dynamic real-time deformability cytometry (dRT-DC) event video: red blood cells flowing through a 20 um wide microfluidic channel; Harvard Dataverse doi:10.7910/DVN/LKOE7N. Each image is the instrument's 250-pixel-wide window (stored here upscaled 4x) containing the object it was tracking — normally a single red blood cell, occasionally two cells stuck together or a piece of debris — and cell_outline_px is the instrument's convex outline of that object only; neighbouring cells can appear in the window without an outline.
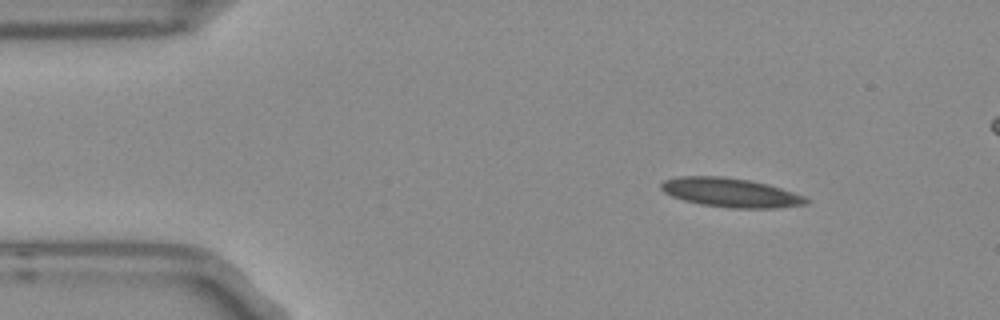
{"species": "Egyptian fruit bat (a non-hibernating species)", "species_latin": "Rousettus aegyptiacus", "temperature_condition": "room temperature", "stored_images_in_passage": 4, "segment_of_instrument_passage": [1, 2], "camera_frame_rate_fps": 3000, "um_per_image_px": 0.085, "frame": {"image": 1, "passage_image": 1, "time_ms": 0.0, "image_size_px": [1000, 320], "cell_outline_px": [[812, 200], [808, 204], [776, 208], [732, 208], [700, 204], [684, 200], [672, 196], [664, 192], [660, 188], [660, 184], [664, 180], [680, 176], [724, 176], [748, 180], [768, 184], [804, 196]], "centroid_in_image_um": [62.11, 16.37], "position_along_channel_um": 22.9, "area_um2": 24.62}}